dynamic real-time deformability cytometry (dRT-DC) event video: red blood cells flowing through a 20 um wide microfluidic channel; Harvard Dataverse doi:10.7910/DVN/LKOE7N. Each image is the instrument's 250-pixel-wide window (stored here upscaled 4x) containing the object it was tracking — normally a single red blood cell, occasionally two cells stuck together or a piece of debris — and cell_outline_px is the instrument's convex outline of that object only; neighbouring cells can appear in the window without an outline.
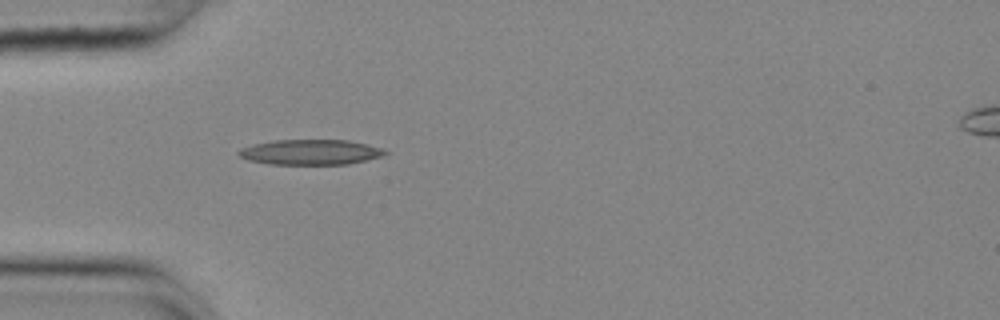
{"species": "common noctule bat (a hibernating species)", "species_latin": "Nyctalus noctula", "temperature_condition": "cold", "stored_images_in_passage": 39, "camera_frame_rate_fps": 3000, "um_per_image_px": 0.085, "animal": {"sex": "female", "body_mass_g": 25.1}, "frame": {"image": 1, "passage_image": 1, "time_ms": 0.0, "image_size_px": [1000, 320], "cell_outline_px": [[392, 152], [384, 156], [348, 164], [272, 164], [248, 160], [240, 156], [236, 152], [240, 148], [256, 144], [276, 140], [348, 140], [384, 148]], "centroid_in_image_um": [26.47, 12.93], "position_along_channel_um": 58.5, "area_um2": 21.56}}
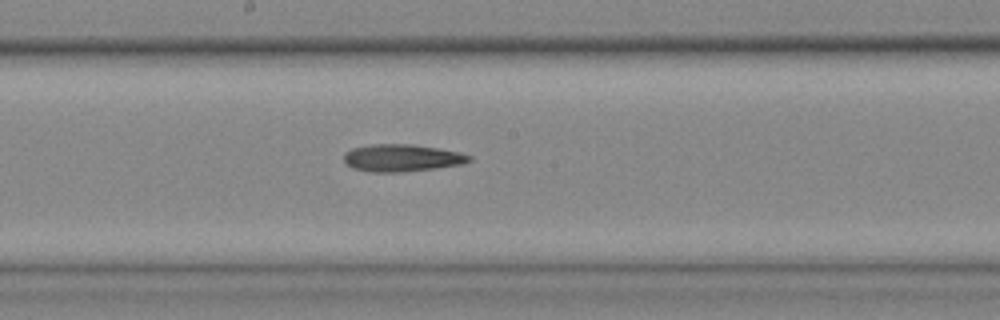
{"frame": {"image": 2, "passage_image": 14, "time_ms": 4.333, "image_size_px": [1000, 320], "cell_outline_px": [[472, 160], [464, 164], [400, 172], [368, 172], [352, 168], [344, 160], [344, 152], [352, 148], [372, 144], [412, 144], [440, 148], [460, 152], [472, 156]], "centroid_in_image_um": [34.17, 13.41], "position_along_channel_um": 214.0, "area_um2": 20.0}}
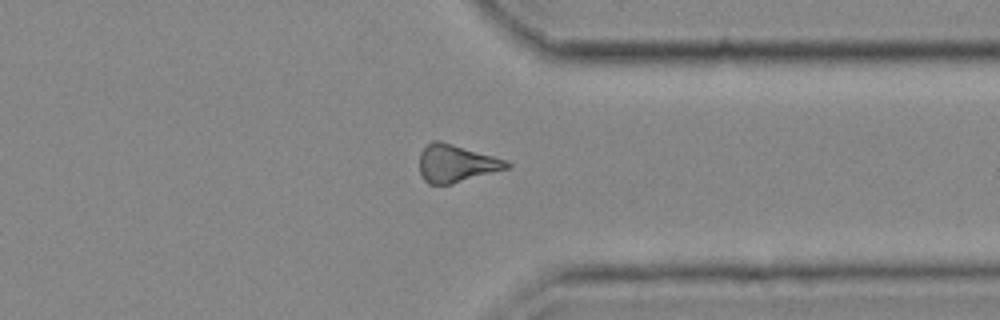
{"frame": {"image": 3, "passage_image": 27, "time_ms": 8.667, "image_size_px": [1000, 320], "cell_outline_px": [[512, 168], [452, 184], [428, 184], [424, 180], [420, 172], [420, 152], [432, 140], [440, 140], [492, 156], [504, 160], [512, 164]], "centroid_in_image_um": [38.79, 13.91], "position_along_channel_um": 372.6, "area_um2": 19.13}}